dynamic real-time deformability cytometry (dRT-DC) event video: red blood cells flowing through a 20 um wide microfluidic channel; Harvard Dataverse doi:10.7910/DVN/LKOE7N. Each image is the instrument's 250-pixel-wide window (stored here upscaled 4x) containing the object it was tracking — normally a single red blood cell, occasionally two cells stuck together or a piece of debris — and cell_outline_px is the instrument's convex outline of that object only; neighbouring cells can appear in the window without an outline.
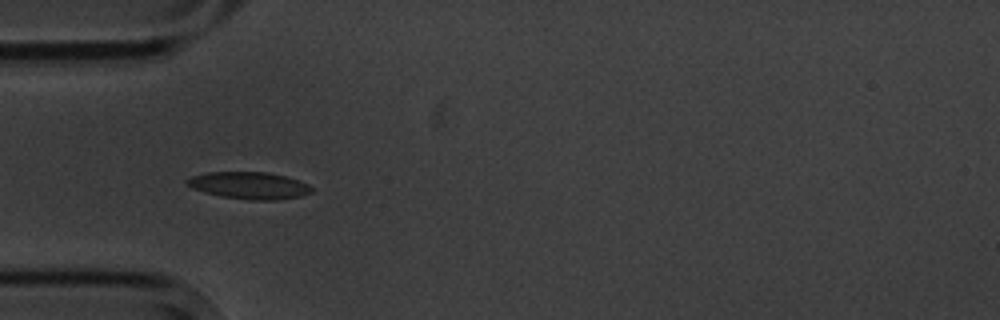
{"species": "common noctule bat (a hibernating species)", "species_latin": "Nyctalus noctula", "temperature_condition": "cold", "stored_images_in_passage": 5, "camera_frame_rate_fps": 3000, "um_per_image_px": 0.085, "animal": {"sex": "male", "body_mass_g": 20.1, "forearm_length_mm": 53.5}, "frame": {"image": 1, "passage_image": 4, "time_ms": 3.667, "image_size_px": [1000, 320], "cell_outline_px": [[312, 192], [300, 196], [276, 200], [248, 200], [220, 196], [204, 192], [192, 188], [184, 184], [184, 180], [192, 176], [208, 172], [268, 172], [284, 176], [308, 184], [312, 188]], "centroid_in_image_um": [21.13, 15.77], "position_along_channel_um": 63.9, "area_um2": 19.65}}
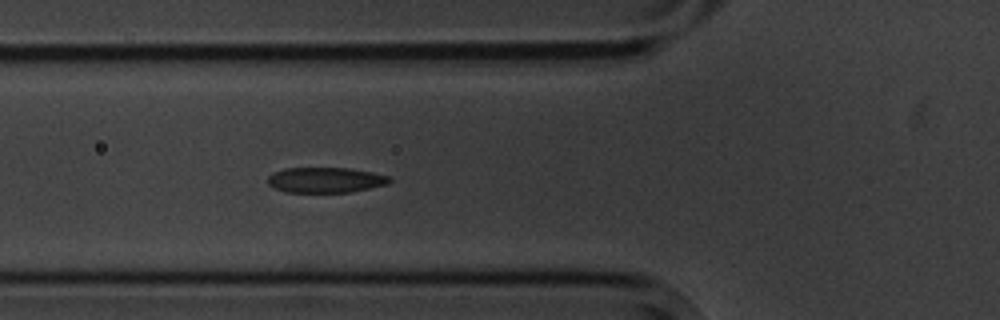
{"frame": {"image": 2, "passage_image": 5, "time_ms": 4.667, "image_size_px": [1000, 320], "cell_outline_px": [[392, 180], [388, 184], [348, 192], [284, 192], [272, 188], [268, 184], [268, 176], [272, 172], [284, 168], [348, 168], [372, 172], [392, 176]], "centroid_in_image_um": [27.64, 15.29], "position_along_channel_um": 98.2, "area_um2": 18.15}}